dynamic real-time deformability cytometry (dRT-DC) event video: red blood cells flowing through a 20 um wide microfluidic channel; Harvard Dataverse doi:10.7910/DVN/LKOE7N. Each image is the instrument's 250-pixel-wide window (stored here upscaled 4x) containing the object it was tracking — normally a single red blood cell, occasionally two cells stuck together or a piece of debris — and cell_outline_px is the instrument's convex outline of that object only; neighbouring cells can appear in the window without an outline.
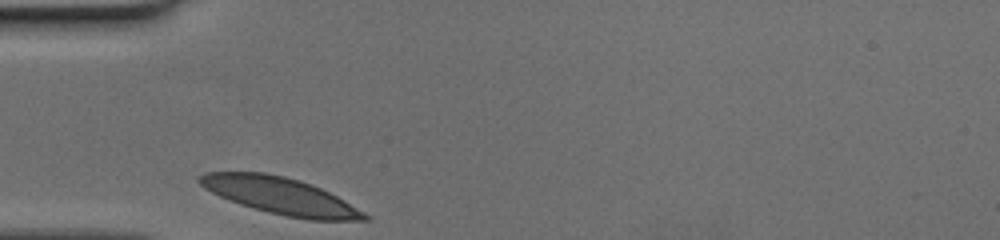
{"species": "human", "species_latin": "Homo sapiens", "temperature_condition": "cold", "stored_images_in_passage": 25, "camera_frame_rate_fps": 3000, "um_per_image_px": 0.085, "donor": {"sex": "female"}, "frame": {"image": 1, "passage_image": 1, "time_ms": 0.0, "image_size_px": [1000, 240], "cell_outline_px": [[368, 220], [308, 220], [268, 212], [252, 208], [240, 204], [220, 196], [204, 188], [196, 180], [204, 172], [264, 172], [284, 176], [320, 188], [344, 200], [364, 212], [368, 216]], "centroid_in_image_um": [23.79, 16.64], "position_along_channel_um": 61.2, "area_um2": 34.85}}
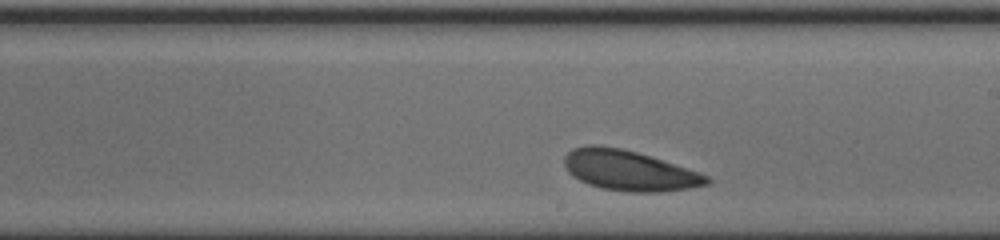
{"frame": {"image": 2, "passage_image": 15, "time_ms": 4.667, "image_size_px": [1000, 240], "cell_outline_px": [[712, 180], [708, 184], [688, 188], [660, 192], [628, 192], [600, 188], [588, 184], [572, 176], [568, 172], [564, 164], [564, 156], [572, 148], [588, 144], [596, 144], [620, 148], [636, 152], [700, 172], [708, 176]], "centroid_in_image_um": [53.44, 14.49], "position_along_channel_um": 235.6, "area_um2": 33.47}}
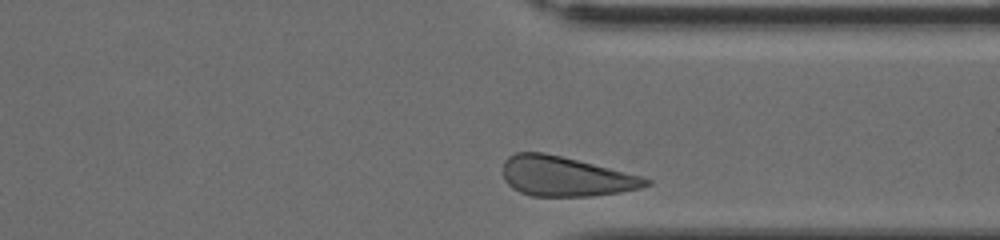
{"frame": {"image": 3, "passage_image": 25, "time_ms": 8.0, "image_size_px": [1000, 240], "cell_outline_px": [[652, 184], [640, 188], [620, 192], [588, 196], [532, 196], [520, 192], [512, 188], [504, 180], [504, 160], [508, 156], [516, 152], [544, 152], [640, 176], [652, 180]], "centroid_in_image_um": [48.03, 15.0], "position_along_channel_um": 363.4, "area_um2": 32.77}}